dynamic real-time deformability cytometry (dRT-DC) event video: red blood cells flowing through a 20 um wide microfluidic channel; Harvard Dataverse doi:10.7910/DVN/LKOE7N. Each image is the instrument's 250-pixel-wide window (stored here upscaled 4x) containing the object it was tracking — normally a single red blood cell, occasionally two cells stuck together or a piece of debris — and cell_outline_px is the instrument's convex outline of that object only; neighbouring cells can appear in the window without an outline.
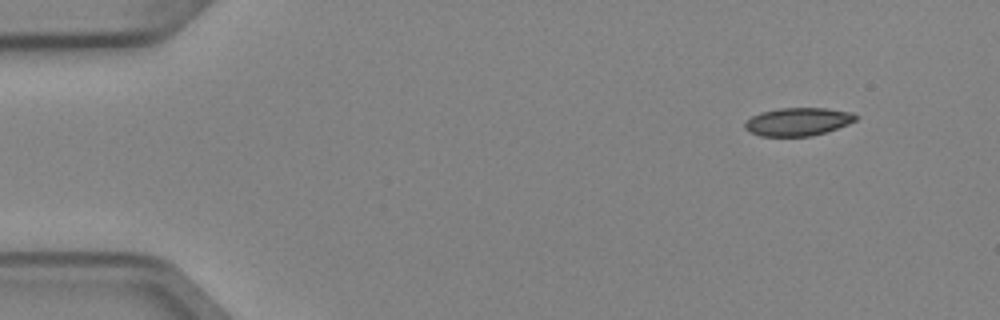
{"species": "Egyptian fruit bat (a non-hibernating species)", "species_latin": "Rousettus aegyptiacus", "temperature_condition": "cold", "stored_images_in_passage": 6, "camera_frame_rate_fps": 3000, "um_per_image_px": 0.085, "animal": {"sex": "female"}, "frame": {"image": 1, "passage_image": 1, "time_ms": 0.0, "image_size_px": [1000, 320], "cell_outline_px": [[860, 116], [856, 120], [848, 124], [812, 136], [760, 136], [744, 128], [744, 120], [760, 112], [780, 108], [828, 108], [852, 112]], "centroid_in_image_um": [67.82, 10.33], "position_along_channel_um": 17.2, "area_um2": 18.21}}
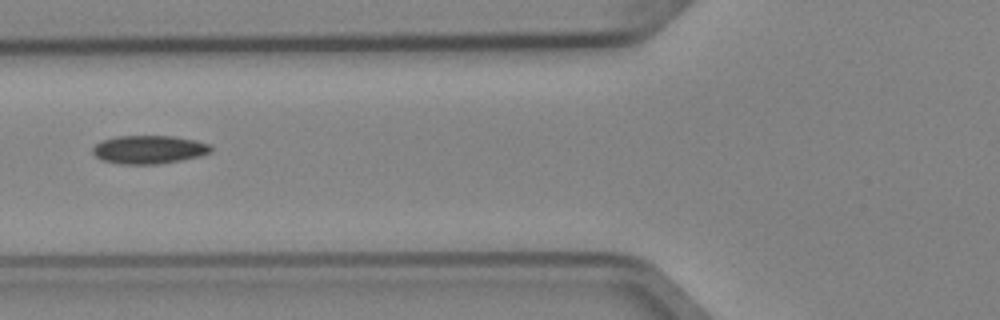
{"frame": {"image": 2, "passage_image": 5, "time_ms": 1.333, "image_size_px": [1000, 320], "cell_outline_px": [[212, 152], [200, 156], [160, 164], [124, 164], [100, 160], [92, 152], [92, 148], [100, 140], [116, 136], [172, 136], [196, 140], [208, 144], [212, 148]], "centroid_in_image_um": [12.64, 12.71], "position_along_channel_um": 113.2, "area_um2": 19.59}}
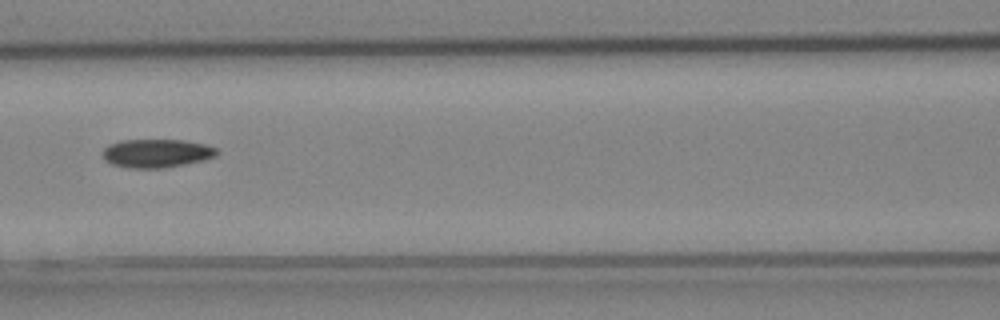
{"frame": {"image": 3, "passage_image": 6, "time_ms": 1.667, "image_size_px": [1000, 320], "cell_outline_px": [[220, 152], [216, 156], [204, 160], [184, 164], [160, 168], [132, 168], [112, 164], [104, 160], [100, 156], [100, 152], [108, 144], [120, 140], [184, 140], [208, 144], [216, 148]], "centroid_in_image_um": [13.29, 13.01], "position_along_channel_um": 153.3, "area_um2": 19.25}}